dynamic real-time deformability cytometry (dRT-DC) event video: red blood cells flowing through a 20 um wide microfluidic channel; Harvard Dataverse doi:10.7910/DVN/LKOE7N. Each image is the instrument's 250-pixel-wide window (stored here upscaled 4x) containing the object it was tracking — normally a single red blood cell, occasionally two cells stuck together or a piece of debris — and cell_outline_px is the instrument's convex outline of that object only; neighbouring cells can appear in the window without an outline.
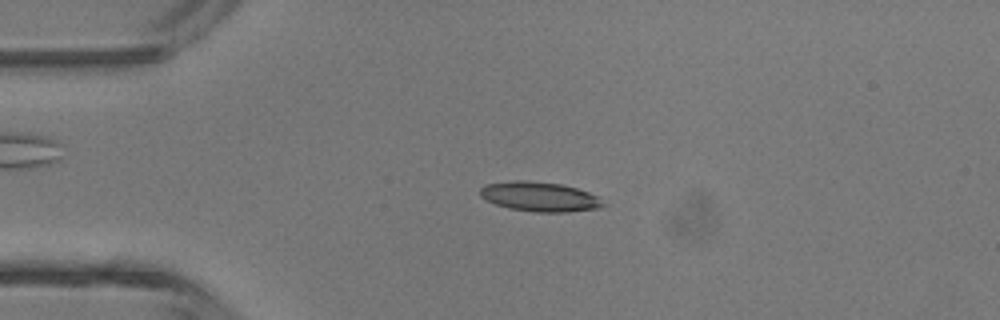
{"species": "common noctule bat (a hibernating species)", "species_latin": "Nyctalus noctula", "temperature_condition": "room temperature", "stored_images_in_passage": 3, "camera_frame_rate_fps": 3000, "um_per_image_px": 0.085, "animal": {"sex": "male", "body_mass_g": 13.3}, "frame": {"image": 1, "passage_image": 3, "time_ms": 2.333, "image_size_px": [1000, 320], "cell_outline_px": [[608, 204], [600, 208], [568, 212], [536, 212], [508, 208], [496, 204], [480, 196], [480, 188], [484, 184], [512, 180], [524, 180], [560, 184], [576, 188], [588, 192], [596, 196]], "centroid_in_image_um": [45.87, 16.72], "position_along_channel_um": 39.1, "area_um2": 21.27}}